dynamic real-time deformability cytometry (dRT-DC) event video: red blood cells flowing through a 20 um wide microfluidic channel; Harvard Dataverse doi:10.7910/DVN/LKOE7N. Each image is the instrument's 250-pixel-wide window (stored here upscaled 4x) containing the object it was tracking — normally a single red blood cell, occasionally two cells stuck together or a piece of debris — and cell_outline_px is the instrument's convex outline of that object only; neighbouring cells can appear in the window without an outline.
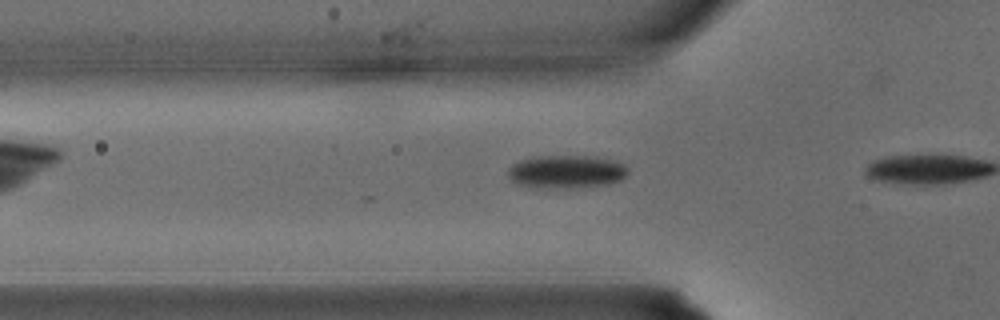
{"species": "common noctule bat (a hibernating species)", "species_latin": "Nyctalus noctula", "temperature_condition": "warm", "stored_images_in_passage": 5, "camera_frame_rate_fps": 3000, "um_per_image_px": 0.085, "animal": {"sex": "male", "body_mass_g": 15.6}, "frame": {"image": 1, "passage_image": 4, "time_ms": 1.0, "image_size_px": [1000, 320], "cell_outline_px": [[628, 172], [620, 180], [608, 184], [572, 188], [532, 188], [520, 184], [512, 180], [508, 176], [508, 168], [512, 164], [520, 160], [532, 156], [592, 156], [616, 160], [624, 164], [628, 168]], "centroid_in_image_um": [48.13, 14.59], "position_along_channel_um": 77.7, "area_um2": 23.41}}